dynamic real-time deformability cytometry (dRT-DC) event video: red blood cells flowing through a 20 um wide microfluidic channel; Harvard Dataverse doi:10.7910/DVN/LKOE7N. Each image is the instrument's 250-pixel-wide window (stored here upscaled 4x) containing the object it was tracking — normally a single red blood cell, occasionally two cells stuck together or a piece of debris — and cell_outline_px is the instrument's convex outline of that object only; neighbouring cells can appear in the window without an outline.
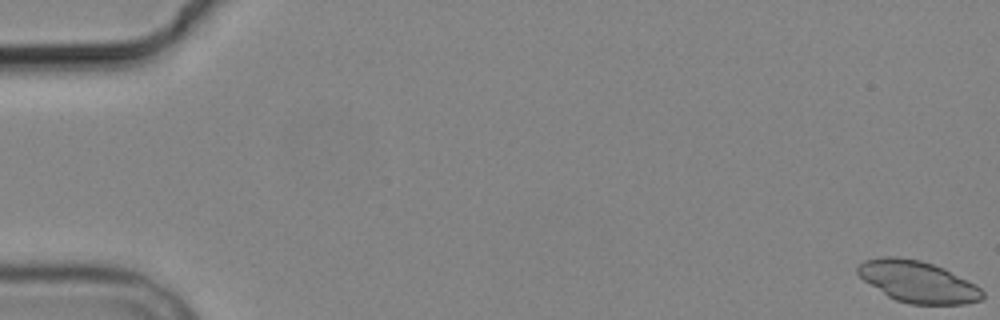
{"species": "common noctule bat (a hibernating species)", "species_latin": "Nyctalus noctula", "temperature_condition": "cold", "stored_images_in_passage": 5, "camera_frame_rate_fps": 3000, "um_per_image_px": 0.085, "animal": {"sex": "male", "body_mass_g": 19.2, "forearm_length_mm": 51.8}, "frame": {"image": 1, "passage_image": 1, "time_ms": 0.0, "image_size_px": [1000, 320], "cell_outline_px": [[984, 296], [980, 300], [964, 304], [908, 304], [896, 300], [888, 296], [864, 280], [856, 272], [856, 268], [864, 260], [880, 256], [896, 256], [920, 260], [944, 268], [976, 284], [984, 292]], "centroid_in_image_um": [78.01, 23.93], "position_along_channel_um": 7.0, "area_um2": 30.17}}